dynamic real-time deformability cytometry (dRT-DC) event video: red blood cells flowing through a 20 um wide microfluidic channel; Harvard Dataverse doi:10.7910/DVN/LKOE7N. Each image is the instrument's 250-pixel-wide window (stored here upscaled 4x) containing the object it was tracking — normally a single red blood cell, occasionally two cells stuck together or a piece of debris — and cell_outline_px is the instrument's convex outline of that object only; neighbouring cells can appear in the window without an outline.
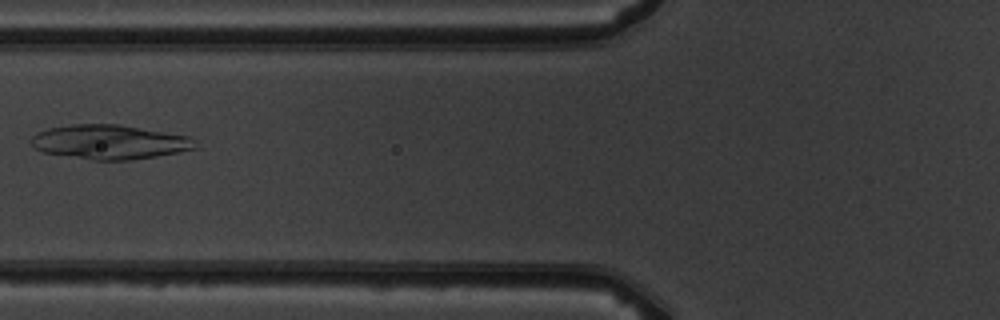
{"species": "common noctule bat (a hibernating species)", "species_latin": "Nyctalus noctula", "temperature_condition": "warm", "stored_images_in_passage": 7, "camera_frame_rate_fps": 3000, "um_per_image_px": 0.085, "animal": {"sex": "male", "body_mass_g": 19.5, "forearm_length_mm": 54.6}, "frame": {"image": 1, "passage_image": 5, "time_ms": 6.333, "image_size_px": [1000, 320], "cell_outline_px": [[196, 148], [156, 156], [128, 160], [92, 160], [44, 152], [36, 148], [28, 140], [36, 132], [48, 128], [72, 124], [120, 124], [188, 136]], "centroid_in_image_um": [9.23, 12.06], "position_along_channel_um": 116.6, "area_um2": 32.54}}
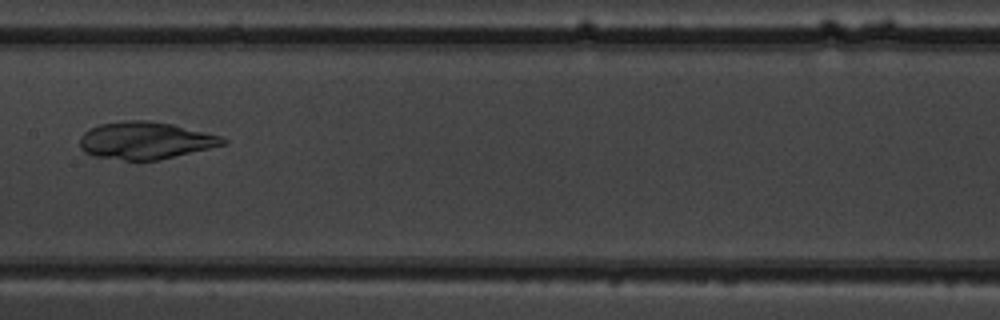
{"frame": {"image": 2, "passage_image": 7, "time_ms": 8.333, "image_size_px": [1000, 320], "cell_outline_px": [[228, 144], [156, 160], [124, 160], [92, 156], [84, 152], [80, 148], [80, 136], [84, 132], [100, 124], [124, 120], [148, 120], [172, 124], [220, 136], [228, 140]], "centroid_in_image_um": [12.33, 11.94], "position_along_channel_um": 195.1, "area_um2": 30.98}}